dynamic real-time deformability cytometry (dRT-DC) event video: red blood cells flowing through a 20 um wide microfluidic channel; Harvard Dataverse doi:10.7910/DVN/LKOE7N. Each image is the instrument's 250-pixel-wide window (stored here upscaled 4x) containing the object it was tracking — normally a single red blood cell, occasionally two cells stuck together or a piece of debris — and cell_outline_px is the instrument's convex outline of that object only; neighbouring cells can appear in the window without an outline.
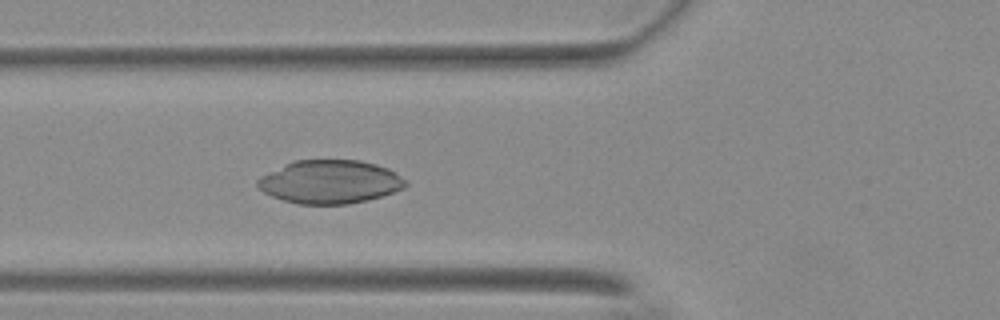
{"species": "Egyptian fruit bat (a non-hibernating species)", "species_latin": "Rousettus aegyptiacus", "temperature_condition": "warm", "stored_images_in_passage": 45, "camera_frame_rate_fps": 3000, "um_per_image_px": 0.085, "animal": {"sex": "female"}, "frame": {"image": 1, "passage_image": 13, "time_ms": 4.0, "image_size_px": [1000, 320], "cell_outline_px": [[408, 184], [404, 188], [368, 200], [348, 204], [300, 204], [284, 200], [272, 196], [256, 188], [256, 180], [292, 160], [360, 160], [376, 164], [388, 168], [408, 180]], "centroid_in_image_um": [28.06, 15.45], "position_along_channel_um": 97.7, "area_um2": 37.4}}
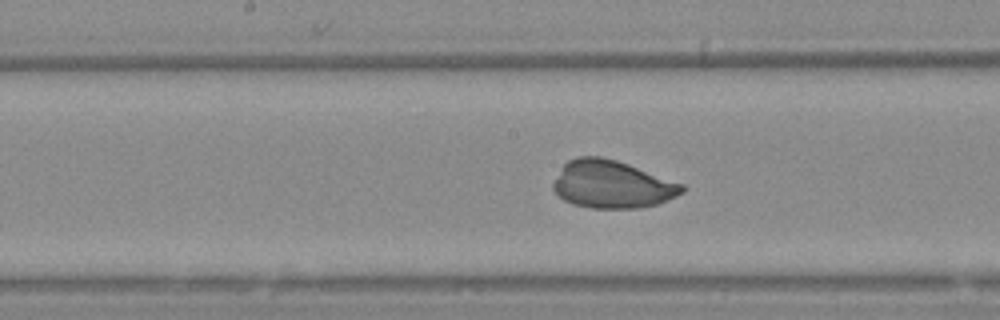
{"frame": {"image": 2, "passage_image": 21, "time_ms": 6.667, "image_size_px": [1000, 320], "cell_outline_px": [[684, 192], [676, 196], [656, 204], [640, 208], [592, 208], [572, 204], [564, 200], [552, 188], [552, 184], [564, 164], [568, 160], [576, 156], [600, 156], [616, 160], [628, 164], [684, 184]], "centroid_in_image_um": [52.01, 15.67], "position_along_channel_um": 196.2, "area_um2": 35.66}}
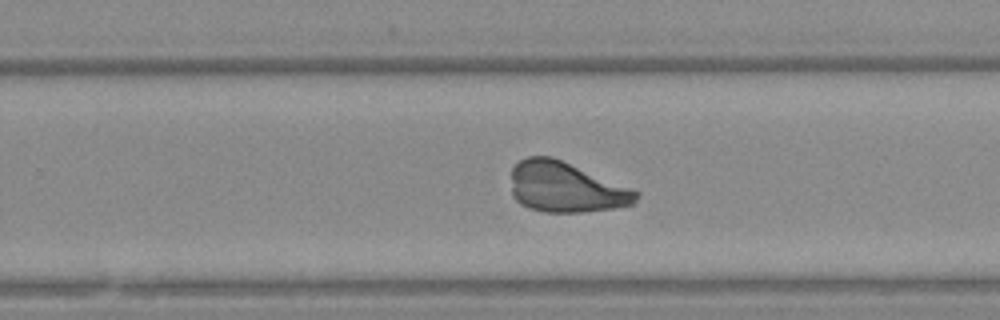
{"frame": {"image": 3, "passage_image": 28, "time_ms": 9.0, "image_size_px": [1000, 320], "cell_outline_px": [[640, 196], [636, 204], [612, 208], [584, 212], [544, 212], [528, 208], [520, 204], [512, 196], [512, 168], [520, 160], [528, 156], [552, 156], [640, 192]], "centroid_in_image_um": [48.09, 15.92], "position_along_channel_um": 281.7, "area_um2": 36.7}}